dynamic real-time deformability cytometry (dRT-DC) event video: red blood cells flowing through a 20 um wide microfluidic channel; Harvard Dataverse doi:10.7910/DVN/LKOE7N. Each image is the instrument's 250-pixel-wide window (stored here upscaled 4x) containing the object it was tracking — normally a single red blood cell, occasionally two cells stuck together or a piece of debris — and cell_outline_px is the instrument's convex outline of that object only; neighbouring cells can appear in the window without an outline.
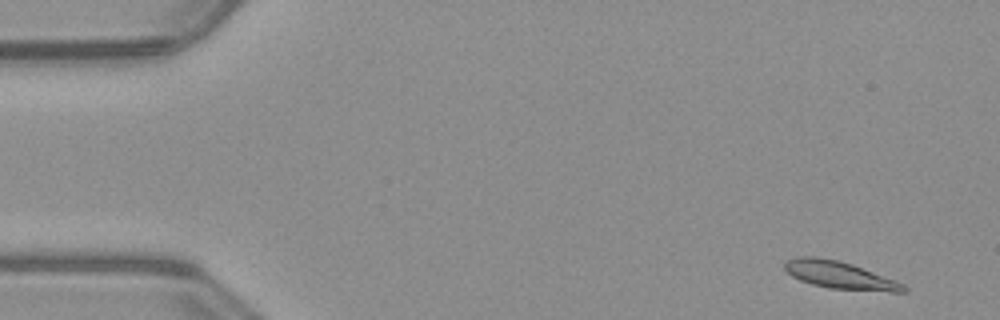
{"species": "common noctule bat (a hibernating species)", "species_latin": "Nyctalus noctula", "temperature_condition": "warm", "stored_images_in_passage": 9, "camera_frame_rate_fps": 3000, "um_per_image_px": 0.085, "animal": {"sex": "male", "body_mass_g": 23.1, "forearm_length_mm": 52.7}, "frame": {"image": 1, "passage_image": 2, "time_ms": 0.333, "image_size_px": [1000, 320], "cell_outline_px": [[908, 292], [892, 292], [828, 288], [812, 284], [800, 280], [792, 276], [784, 268], [784, 260], [800, 256], [816, 256], [840, 260], [852, 264], [904, 284], [908, 288]], "centroid_in_image_um": [71.35, 23.38], "position_along_channel_um": 13.6, "area_um2": 19.07}}